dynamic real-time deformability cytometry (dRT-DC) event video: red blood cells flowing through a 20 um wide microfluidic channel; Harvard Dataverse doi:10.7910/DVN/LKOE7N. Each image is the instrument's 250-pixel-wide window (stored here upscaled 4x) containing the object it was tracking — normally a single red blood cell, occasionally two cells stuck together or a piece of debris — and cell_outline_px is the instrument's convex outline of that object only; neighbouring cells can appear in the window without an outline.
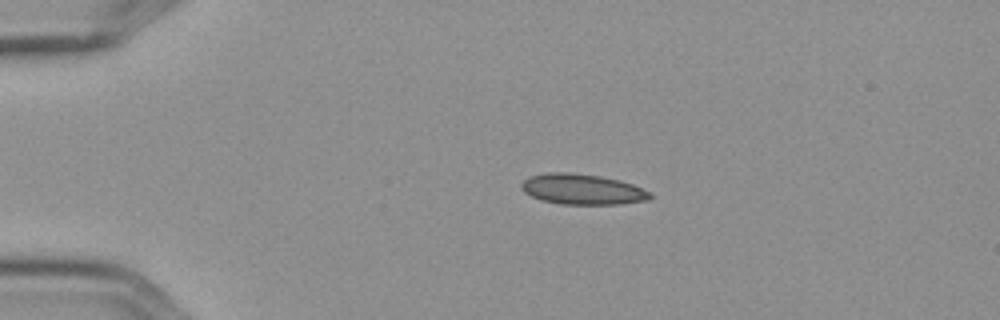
{"species": "Egyptian fruit bat (a non-hibernating species)", "species_latin": "Rousettus aegyptiacus", "temperature_condition": "cold", "stored_images_in_passage": 5, "camera_frame_rate_fps": 3000, "um_per_image_px": 0.085, "frame": {"image": 1, "passage_image": 1, "time_ms": 0.0, "image_size_px": [1000, 320], "cell_outline_px": [[652, 196], [648, 200], [620, 204], [560, 204], [540, 200], [524, 192], [520, 188], [520, 184], [524, 180], [532, 176], [548, 172], [568, 172], [600, 176], [620, 180], [632, 184], [652, 192]], "centroid_in_image_um": [49.5, 16.09], "position_along_channel_um": 35.5, "area_um2": 22.95}}
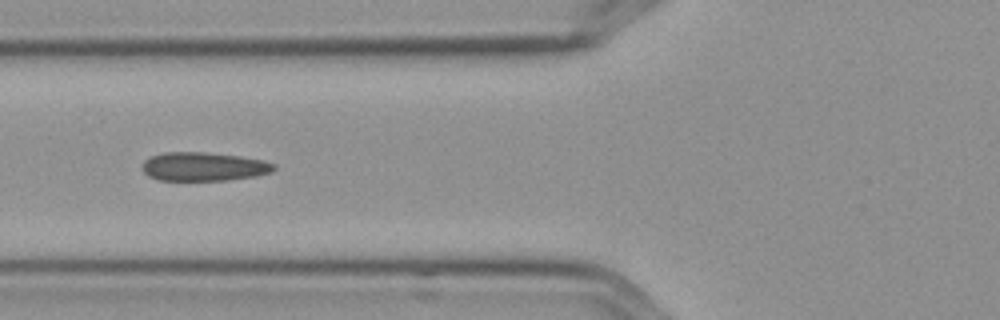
{"frame": {"image": 2, "passage_image": 4, "time_ms": 1.0, "image_size_px": [1000, 320], "cell_outline_px": [[276, 168], [272, 172], [256, 176], [228, 180], [156, 180], [148, 176], [140, 168], [144, 160], [152, 156], [164, 152], [204, 152], [240, 156], [264, 160], [276, 164]], "centroid_in_image_um": [17.31, 14.16], "position_along_channel_um": 108.5, "area_um2": 22.25}}
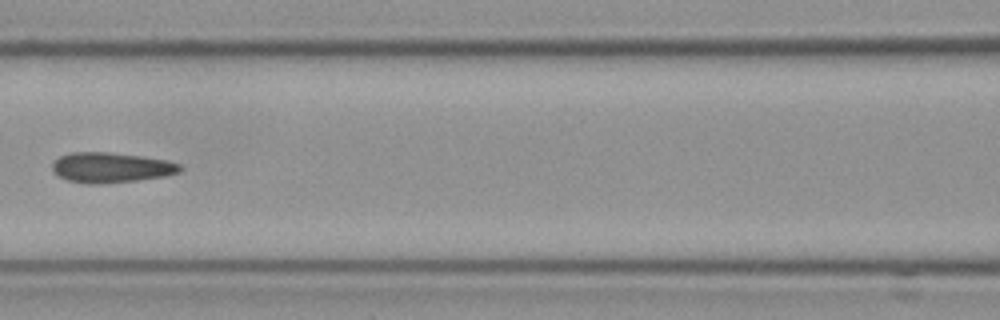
{"frame": {"image": 3, "passage_image": 5, "time_ms": 1.333, "image_size_px": [1000, 320], "cell_outline_px": [[184, 168], [180, 172], [168, 176], [136, 180], [100, 184], [88, 184], [68, 180], [60, 176], [52, 168], [52, 164], [60, 156], [72, 152], [108, 152], [140, 156], [168, 160], [180, 164]], "centroid_in_image_um": [9.5, 14.24], "position_along_channel_um": 157.1, "area_um2": 22.43}}